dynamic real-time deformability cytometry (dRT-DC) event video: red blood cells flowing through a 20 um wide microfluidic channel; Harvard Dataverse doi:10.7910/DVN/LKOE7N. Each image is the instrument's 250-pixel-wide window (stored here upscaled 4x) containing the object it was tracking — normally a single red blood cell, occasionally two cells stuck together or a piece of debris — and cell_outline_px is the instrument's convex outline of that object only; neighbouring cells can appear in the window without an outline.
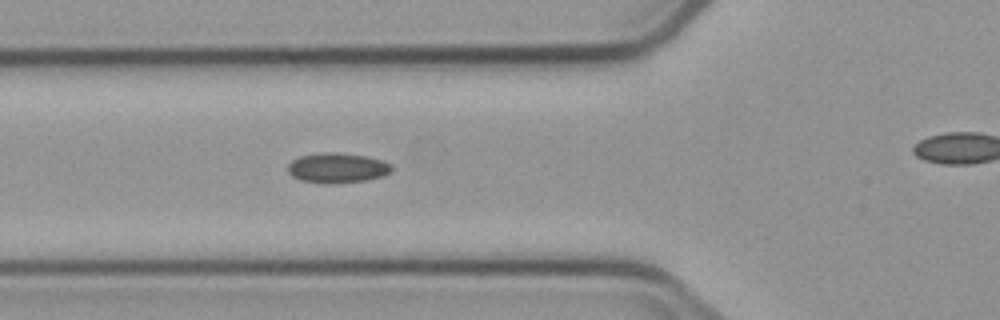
{"species": "common noctule bat (a hibernating species)", "species_latin": "Nyctalus noctula", "temperature_condition": "cold", "stored_images_in_passage": 5, "segment_of_instrument_passage": [1, 2], "camera_frame_rate_fps": 3000, "um_per_image_px": 0.085, "animal": {"sex": "male", "body_mass_g": 23.1, "forearm_length_mm": 52.7}, "frame": {"image": 1, "passage_image": 4, "time_ms": 3.333, "image_size_px": [1000, 320], "cell_outline_px": [[392, 172], [384, 176], [368, 180], [332, 184], [328, 184], [300, 180], [292, 176], [288, 172], [288, 164], [292, 160], [300, 156], [324, 152], [336, 152], [364, 156], [380, 160], [392, 164]], "centroid_in_image_um": [28.68, 14.28], "position_along_channel_um": 97.1, "area_um2": 18.26}}